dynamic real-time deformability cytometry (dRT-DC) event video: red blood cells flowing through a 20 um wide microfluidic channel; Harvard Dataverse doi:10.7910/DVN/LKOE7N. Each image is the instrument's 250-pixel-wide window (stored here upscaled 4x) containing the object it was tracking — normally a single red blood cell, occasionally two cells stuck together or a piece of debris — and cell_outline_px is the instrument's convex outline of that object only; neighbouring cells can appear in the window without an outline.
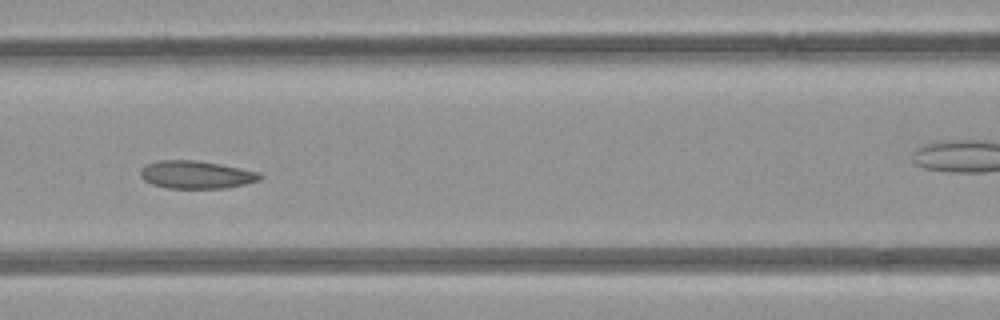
{"species": "common noctule bat (a hibernating species)", "species_latin": "Nyctalus noctula", "temperature_condition": "room temperature", "stored_images_in_passage": 5, "segment_of_instrument_passage": [1, 2], "camera_frame_rate_fps": 3000, "um_per_image_px": 0.085, "animal": {"sex": "female", "body_mass_g": 21.9}, "frame": {"image": 1, "passage_image": 4, "time_ms": 3.333, "image_size_px": [1000, 320], "cell_outline_px": [[264, 176], [260, 180], [244, 184], [224, 188], [168, 188], [152, 184], [144, 180], [140, 176], [140, 168], [144, 164], [156, 160], [200, 160], [260, 172]], "centroid_in_image_um": [16.65, 14.83], "position_along_channel_um": 149.9, "area_um2": 19.59}}